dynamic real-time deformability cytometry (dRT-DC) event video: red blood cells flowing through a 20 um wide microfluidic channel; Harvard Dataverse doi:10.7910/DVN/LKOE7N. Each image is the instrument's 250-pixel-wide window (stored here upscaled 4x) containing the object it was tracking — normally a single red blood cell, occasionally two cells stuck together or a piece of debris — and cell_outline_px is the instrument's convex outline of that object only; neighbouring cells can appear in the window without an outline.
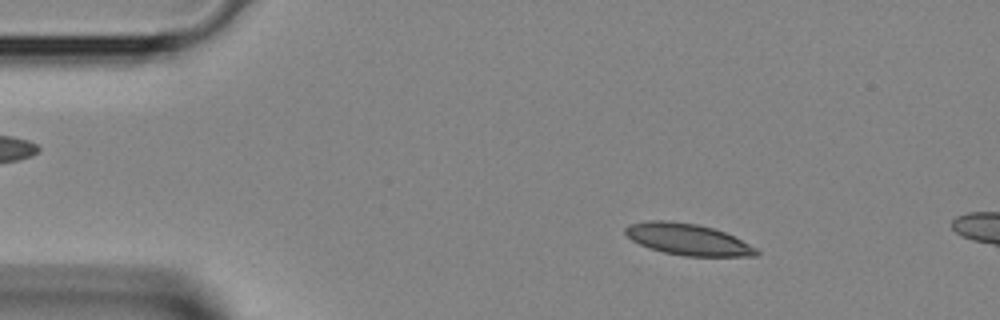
{"species": "Egyptian fruit bat (a non-hibernating species)", "species_latin": "Rousettus aegyptiacus", "temperature_condition": "room temperature", "stored_images_in_passage": 2, "camera_frame_rate_fps": 3000, "um_per_image_px": 0.085, "animal": {"sex": "female"}, "frame": {"image": 1, "passage_image": 1, "time_ms": 0.0, "image_size_px": [1000, 320], "cell_outline_px": [[760, 252], [756, 256], [684, 256], [664, 252], [648, 248], [632, 240], [624, 232], [624, 228], [628, 224], [648, 220], [672, 220], [696, 224], [712, 228], [724, 232], [756, 248]], "centroid_in_image_um": [58.41, 20.34], "position_along_channel_um": 26.6, "area_um2": 23.93}}